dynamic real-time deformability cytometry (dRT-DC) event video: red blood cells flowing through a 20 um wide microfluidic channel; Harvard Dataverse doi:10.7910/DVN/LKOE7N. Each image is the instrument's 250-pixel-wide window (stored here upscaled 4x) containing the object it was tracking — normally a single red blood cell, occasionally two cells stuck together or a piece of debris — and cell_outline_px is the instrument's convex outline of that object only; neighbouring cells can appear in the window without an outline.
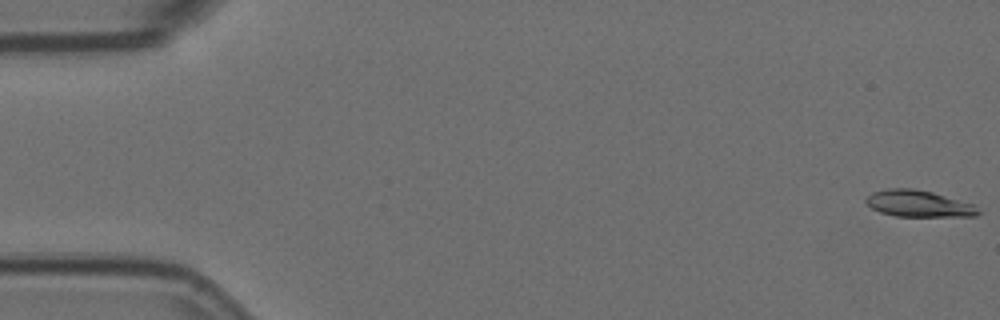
{"species": "Egyptian fruit bat (a non-hibernating species)", "species_latin": "Rousettus aegyptiacus", "temperature_condition": "room temperature", "stored_images_in_passage": 9, "camera_frame_rate_fps": 3000, "um_per_image_px": 0.085, "animal": {"sex": "female"}, "frame": {"image": 1, "passage_image": 1, "time_ms": 0.0, "image_size_px": [1000, 320], "cell_outline_px": [[980, 212], [976, 216], [896, 216], [880, 212], [872, 208], [864, 200], [872, 192], [888, 188], [912, 188], [932, 192], [976, 204]], "centroid_in_image_um": [78.1, 17.3], "position_along_channel_um": 6.9, "area_um2": 17.4}}